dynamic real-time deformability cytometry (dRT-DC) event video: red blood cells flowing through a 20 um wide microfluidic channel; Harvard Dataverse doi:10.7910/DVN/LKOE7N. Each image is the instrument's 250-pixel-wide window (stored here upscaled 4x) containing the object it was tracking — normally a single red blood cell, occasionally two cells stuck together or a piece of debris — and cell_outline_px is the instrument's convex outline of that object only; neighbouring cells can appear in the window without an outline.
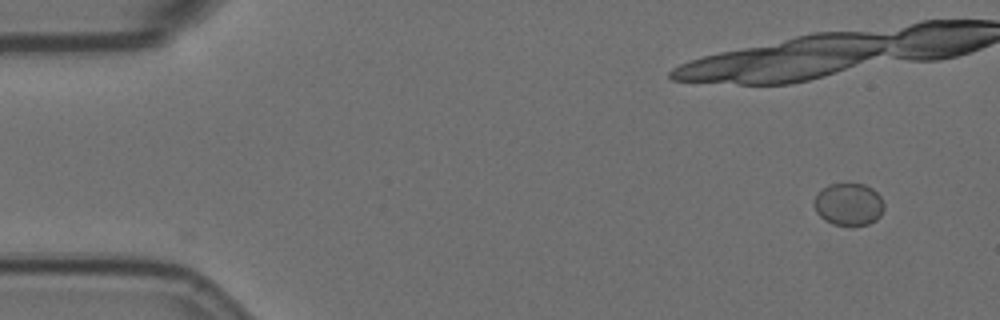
{"species": "Egyptian fruit bat (a non-hibernating species)", "species_latin": "Rousettus aegyptiacus", "temperature_condition": "room temperature", "stored_images_in_passage": 24, "camera_frame_rate_fps": 3000, "um_per_image_px": 0.085, "animal": {"sex": "female"}, "frame": {"image": 1, "passage_image": 1, "time_ms": 0.0, "image_size_px": [1000, 320], "cell_outline_px": [[884, 208], [880, 216], [876, 220], [868, 224], [832, 224], [824, 220], [816, 212], [812, 204], [816, 196], [828, 184], [864, 184], [872, 188], [880, 196], [884, 204]], "centroid_in_image_um": [72.13, 17.36], "position_along_channel_um": 12.9, "area_um2": 17.11}}